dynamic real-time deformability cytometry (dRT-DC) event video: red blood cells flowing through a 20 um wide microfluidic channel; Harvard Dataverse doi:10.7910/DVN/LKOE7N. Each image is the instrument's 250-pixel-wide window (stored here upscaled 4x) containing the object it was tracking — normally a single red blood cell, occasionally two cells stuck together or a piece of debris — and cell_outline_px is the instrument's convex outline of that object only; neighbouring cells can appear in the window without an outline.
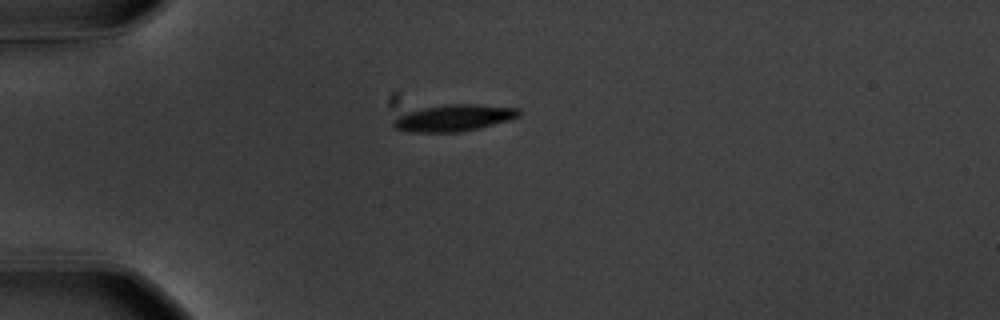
{"species": "common noctule bat (a hibernating species)", "species_latin": "Nyctalus noctula", "temperature_condition": "warm", "stored_images_in_passage": 42, "camera_frame_rate_fps": 3000, "um_per_image_px": 0.085, "animal": {"sex": "male", "body_mass_g": 20.1, "forearm_length_mm": 53.5}, "frame": {"image": 1, "passage_image": 1, "time_ms": 0.0, "image_size_px": [1000, 320], "cell_outline_px": [[520, 116], [508, 120], [460, 132], [412, 132], [396, 128], [392, 124], [392, 120], [408, 112], [424, 108], [448, 104], [476, 104], [520, 108]], "centroid_in_image_um": [38.59, 10.02], "position_along_channel_um": 46.4, "area_um2": 19.13}}
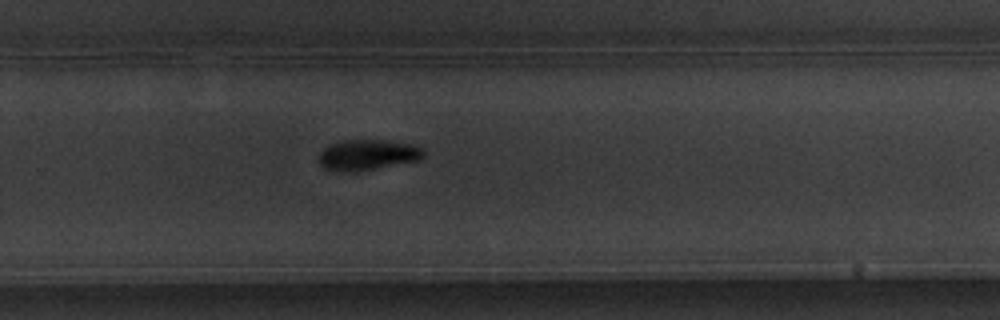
{"frame": {"image": 2, "passage_image": 24, "time_ms": 7.667, "image_size_px": [1000, 320], "cell_outline_px": [[424, 156], [420, 160], [356, 172], [336, 172], [324, 168], [320, 164], [320, 152], [328, 144], [344, 140], [388, 140], [416, 144], [424, 148]], "centroid_in_image_um": [31.28, 13.16], "position_along_channel_um": 298.5, "area_um2": 19.07}}
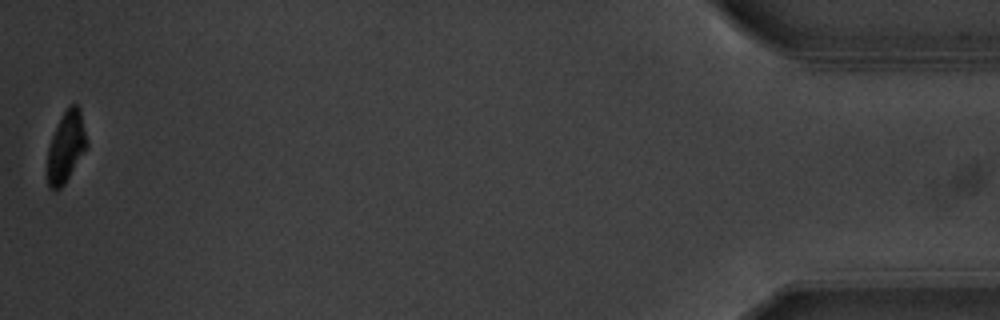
{"frame": {"image": 3, "passage_image": 42, "time_ms": 13.667, "image_size_px": [1000, 320], "cell_outline_px": [[88, 148], [64, 184], [60, 188], [48, 188], [48, 148], [52, 136], [68, 104], [76, 104], [80, 108], [88, 140]], "centroid_in_image_um": [5.66, 12.46], "position_along_channel_um": 429.5, "area_um2": 16.24}, "authors_computed_cell_mechanics": {"area_um2": 19.1029, "velocity_mm_per_s": 3.5926, "shape_relaxation_time_tau1_ms": 2.0308, "shape_relaxation_time_tau2_ms": null, "deformation_change_tau1": 0.1322, "deformation_change_tau2": null}}